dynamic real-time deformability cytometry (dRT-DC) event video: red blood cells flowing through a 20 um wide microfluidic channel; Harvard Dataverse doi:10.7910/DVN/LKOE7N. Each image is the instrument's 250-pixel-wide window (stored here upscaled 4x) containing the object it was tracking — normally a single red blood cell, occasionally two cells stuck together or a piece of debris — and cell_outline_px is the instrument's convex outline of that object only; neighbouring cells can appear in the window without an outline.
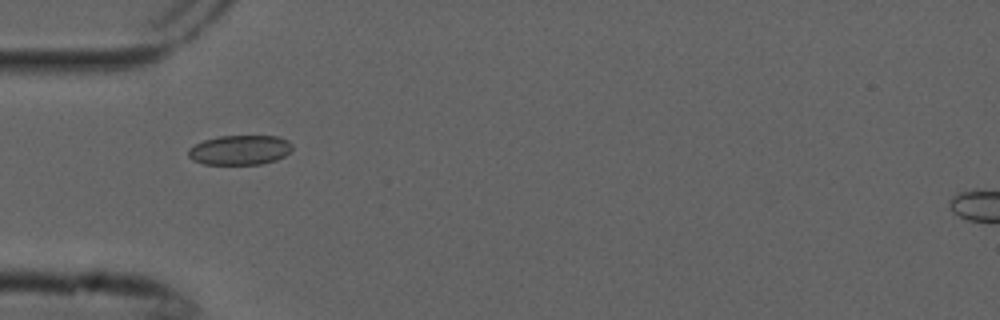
{"species": "common noctule bat (a hibernating species)", "species_latin": "Nyctalus noctula", "temperature_condition": "cold", "stored_images_in_passage": 9, "camera_frame_rate_fps": 3000, "um_per_image_px": 0.085, "animal": {"sex": "male", "forearm_length_mm": 52.5}, "frame": {"image": 1, "passage_image": 4, "time_ms": 1.0, "image_size_px": [1000, 320], "cell_outline_px": [[292, 148], [284, 156], [276, 160], [260, 164], [204, 164], [192, 160], [188, 156], [188, 148], [204, 140], [220, 136], [280, 136], [288, 140], [292, 144]], "centroid_in_image_um": [20.38, 12.75], "position_along_channel_um": 64.6, "area_um2": 17.98}}
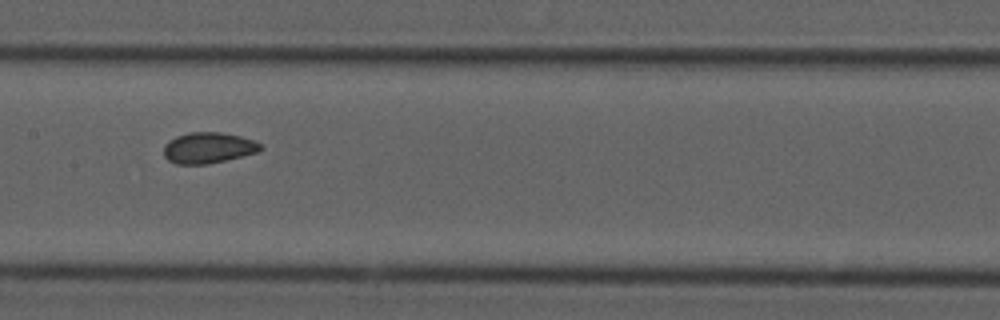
{"frame": {"image": 2, "passage_image": 7, "time_ms": 2.0, "image_size_px": [1000, 320], "cell_outline_px": [[264, 148], [256, 152], [208, 164], [176, 164], [168, 160], [164, 156], [164, 144], [168, 140], [176, 136], [188, 132], [220, 132], [240, 136], [252, 140], [260, 144]], "centroid_in_image_um": [17.65, 12.56], "position_along_channel_um": 189.7, "area_um2": 17.34}}
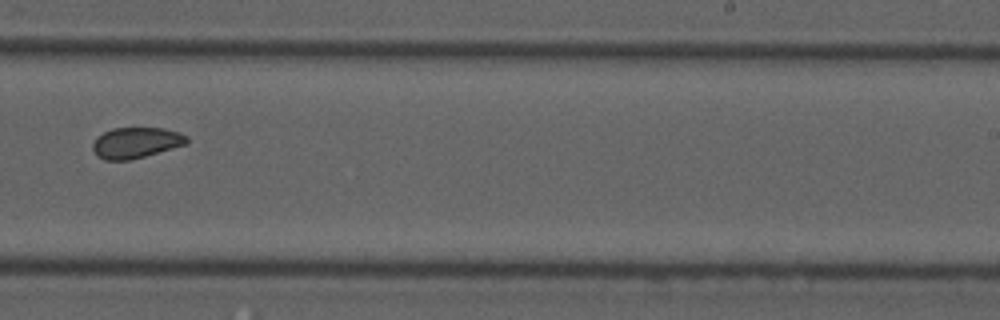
{"frame": {"image": 3, "passage_image": 9, "time_ms": 2.667, "image_size_px": [1000, 320], "cell_outline_px": [[188, 144], [144, 156], [128, 160], [104, 160], [96, 156], [92, 148], [92, 144], [96, 136], [112, 128], [164, 128], [180, 132], [188, 136]], "centroid_in_image_um": [11.55, 12.12], "position_along_channel_um": 277.5, "area_um2": 17.05}}